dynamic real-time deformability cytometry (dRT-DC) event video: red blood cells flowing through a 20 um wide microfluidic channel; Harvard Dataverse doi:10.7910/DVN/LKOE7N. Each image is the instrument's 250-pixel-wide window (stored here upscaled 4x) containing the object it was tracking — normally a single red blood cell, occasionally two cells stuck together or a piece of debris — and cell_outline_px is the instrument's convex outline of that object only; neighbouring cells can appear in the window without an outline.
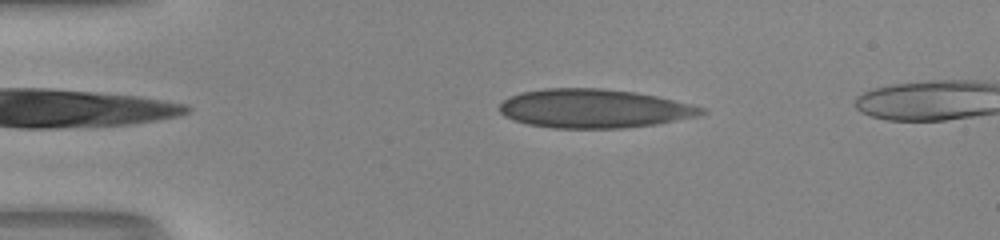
{"species": "human", "species_latin": "Homo sapiens", "temperature_condition": "room temperature", "stored_images_in_passage": 41, "camera_frame_rate_fps": 3000, "um_per_image_px": 0.085, "donor": {"sex": "male"}, "frame": {"image": 1, "passage_image": 8, "time_ms": 2.333, "image_size_px": [1000, 240], "cell_outline_px": [[708, 112], [700, 116], [656, 124], [624, 128], [552, 128], [528, 124], [504, 116], [500, 112], [500, 104], [508, 96], [520, 92], [544, 88], [600, 88], [636, 92], [656, 96], [704, 108]], "centroid_in_image_um": [50.48, 9.22], "position_along_channel_um": 34.5, "area_um2": 45.72}}
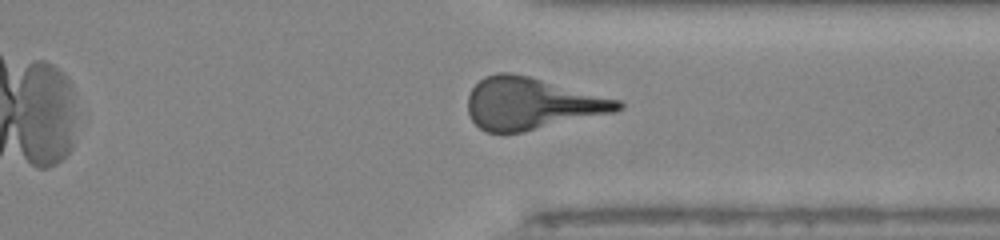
{"frame": {"image": 2, "passage_image": 36, "time_ms": 11.667, "image_size_px": [1000, 240], "cell_outline_px": [[624, 108], [612, 112], [520, 132], [484, 132], [472, 120], [468, 112], [468, 96], [472, 88], [484, 76], [496, 72], [508, 72], [528, 76], [620, 100], [624, 104]], "centroid_in_image_um": [45.14, 8.79], "position_along_channel_um": 366.3, "area_um2": 44.68}}
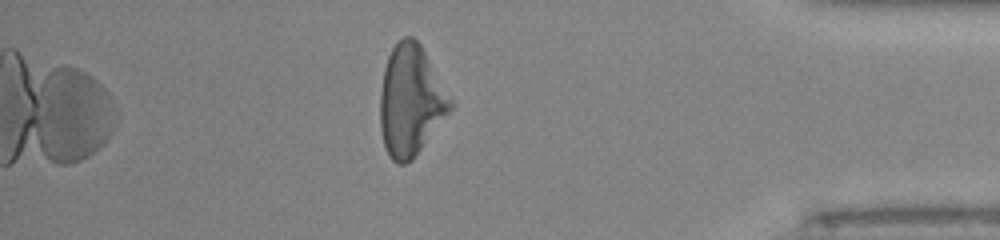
{"frame": {"image": 3, "passage_image": 41, "time_ms": 13.333, "image_size_px": [1000, 240], "cell_outline_px": [[452, 108], [412, 160], [404, 164], [396, 164], [388, 156], [384, 144], [380, 128], [380, 92], [384, 68], [388, 56], [392, 48], [404, 36], [412, 36], [420, 44], [452, 100]], "centroid_in_image_um": [34.88, 8.57], "position_along_channel_um": 400.3, "area_um2": 44.8}, "authors_computed_cell_mechanics": {"area_um2": 44.9106, "velocity_mm_per_s": 4.1268, "shape_relaxation_time_tau1_ms": 5.6936, "shape_relaxation_time_tau2_ms": 1.2095, "deformation_change_tau1": 0.198, "deformation_change_tau2": 0.1077}}